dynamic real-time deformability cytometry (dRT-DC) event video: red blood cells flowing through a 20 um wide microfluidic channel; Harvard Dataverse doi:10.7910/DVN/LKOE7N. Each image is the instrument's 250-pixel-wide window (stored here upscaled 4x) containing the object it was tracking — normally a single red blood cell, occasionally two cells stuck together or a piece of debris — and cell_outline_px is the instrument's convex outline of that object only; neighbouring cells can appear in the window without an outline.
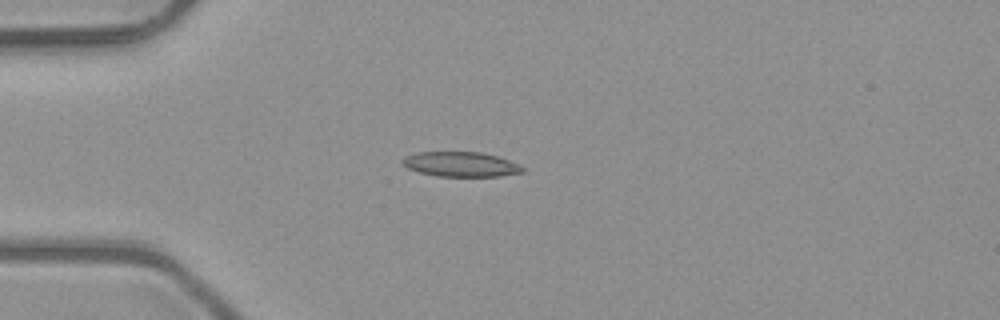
{"species": "common noctule bat (a hibernating species)", "species_latin": "Nyctalus noctula", "temperature_condition": "room temperature", "stored_images_in_passage": 4, "camera_frame_rate_fps": 3000, "um_per_image_px": 0.085, "animal": {"sex": "male", "body_mass_g": 23.1, "forearm_length_mm": 52.7}, "frame": {"image": 1, "passage_image": 3, "time_ms": 0.667, "image_size_px": [1000, 320], "cell_outline_px": [[524, 172], [500, 176], [436, 176], [420, 172], [408, 168], [400, 160], [404, 156], [416, 152], [480, 152], [496, 156], [508, 160], [524, 168]], "centroid_in_image_um": [39.13, 13.96], "position_along_channel_um": 45.9, "area_um2": 17.22}}